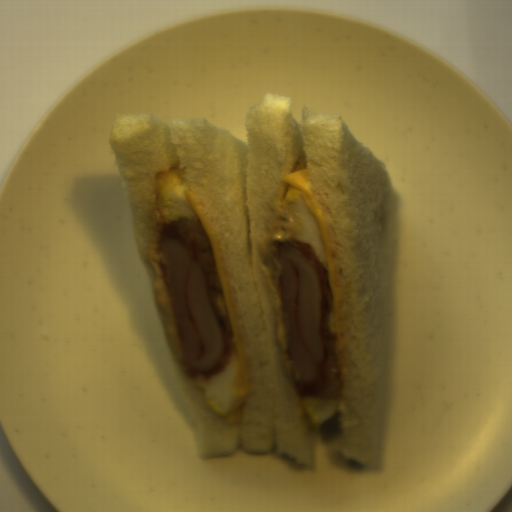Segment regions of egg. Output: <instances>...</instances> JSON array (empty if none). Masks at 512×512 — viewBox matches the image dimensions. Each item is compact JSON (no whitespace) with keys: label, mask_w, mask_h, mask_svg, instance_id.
Returning <instances> with one entry per match:
<instances>
[{"label":"egg","mask_w":512,"mask_h":512,"mask_svg":"<svg viewBox=\"0 0 512 512\" xmlns=\"http://www.w3.org/2000/svg\"><path fill=\"white\" fill-rule=\"evenodd\" d=\"M290 238L311 246L324 265L330 282L320 227L300 188L289 184L279 205L274 225V242H286Z\"/></svg>","instance_id":"obj_2"},{"label":"egg","mask_w":512,"mask_h":512,"mask_svg":"<svg viewBox=\"0 0 512 512\" xmlns=\"http://www.w3.org/2000/svg\"><path fill=\"white\" fill-rule=\"evenodd\" d=\"M185 171L179 167H170L167 171H159L156 176L157 201L155 211L163 227L170 221L190 218L198 222L200 219L193 211L185 190L191 187L184 179Z\"/></svg>","instance_id":"obj_3"},{"label":"egg","mask_w":512,"mask_h":512,"mask_svg":"<svg viewBox=\"0 0 512 512\" xmlns=\"http://www.w3.org/2000/svg\"><path fill=\"white\" fill-rule=\"evenodd\" d=\"M194 378L204 403L214 414L225 417L230 424L241 420L245 404L241 365L235 351H228L225 361L211 374Z\"/></svg>","instance_id":"obj_1"}]
</instances>
